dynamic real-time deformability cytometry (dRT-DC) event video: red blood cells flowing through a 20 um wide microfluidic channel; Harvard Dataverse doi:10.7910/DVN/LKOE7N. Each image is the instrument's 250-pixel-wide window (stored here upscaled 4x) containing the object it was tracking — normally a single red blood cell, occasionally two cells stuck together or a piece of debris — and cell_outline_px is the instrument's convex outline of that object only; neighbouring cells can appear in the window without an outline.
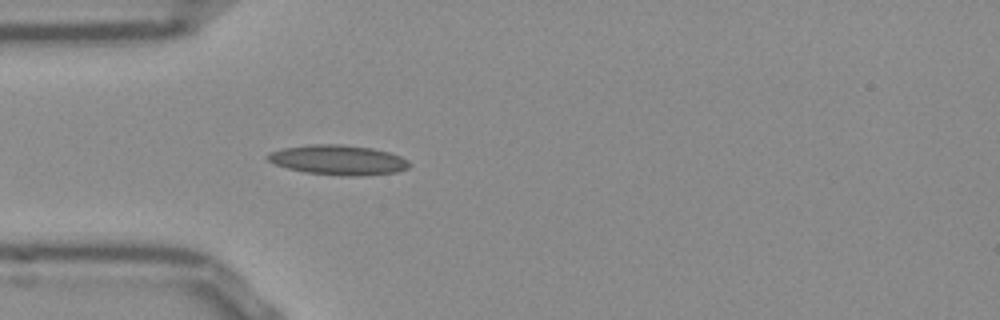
{"species": "Egyptian fruit bat (a non-hibernating species)", "species_latin": "Rousettus aegyptiacus", "temperature_condition": "room temperature", "stored_images_in_passage": 39, "camera_frame_rate_fps": 3000, "um_per_image_px": 0.085, "frame": {"image": 1, "passage_image": 1, "time_ms": 0.0, "image_size_px": [1000, 320], "cell_outline_px": [[412, 164], [408, 168], [396, 172], [352, 176], [348, 176], [304, 172], [288, 168], [276, 164], [268, 160], [264, 156], [268, 152], [284, 148], [312, 144], [336, 144], [372, 148], [388, 152], [400, 156], [408, 160]], "centroid_in_image_um": [28.73, 13.59], "position_along_channel_um": 56.3, "area_um2": 24.45}}
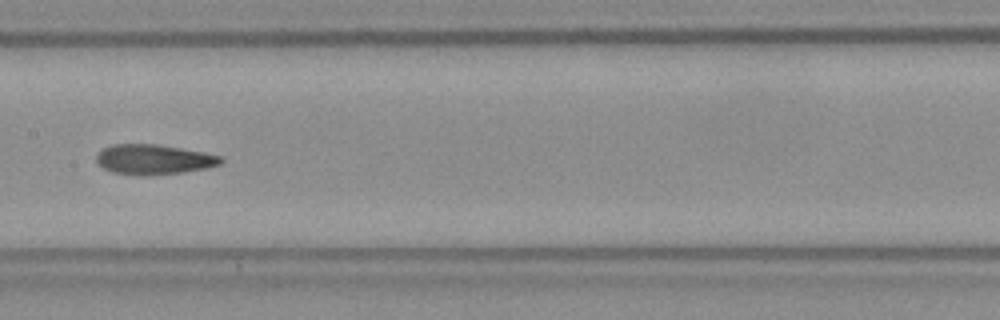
{"frame": {"image": 2, "passage_image": 12, "time_ms": 3.667, "image_size_px": [1000, 320], "cell_outline_px": [[224, 160], [220, 164], [208, 168], [184, 172], [144, 176], [112, 172], [104, 168], [96, 160], [96, 156], [104, 148], [112, 144], [156, 144], [204, 152], [220, 156]], "centroid_in_image_um": [13.09, 13.56], "position_along_channel_um": 194.3, "area_um2": 21.68}}
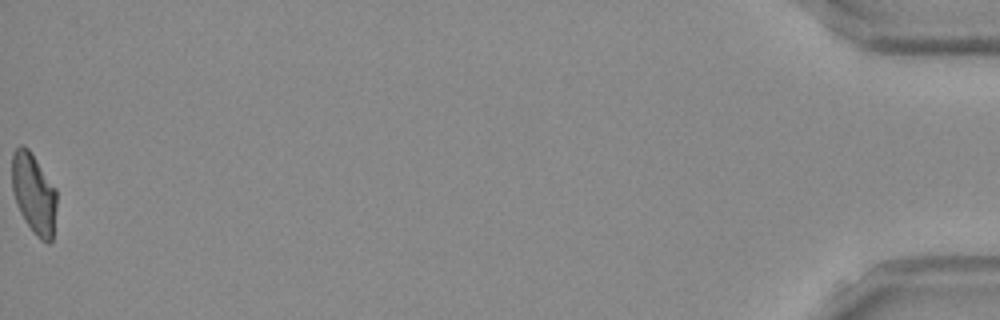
{"frame": {"image": 3, "passage_image": 39, "time_ms": 12.667, "image_size_px": [1000, 320], "cell_outline_px": [[56, 204], [52, 240], [48, 244], [40, 240], [36, 236], [20, 212], [16, 204], [12, 192], [12, 152], [20, 144], [24, 144], [28, 148], [56, 188]], "centroid_in_image_um": [2.86, 16.43], "position_along_channel_um": 432.3, "area_um2": 20.98}, "authors_computed_cell_mechanics": {"area_um2": 21.3282, "velocity_mm_per_s": 3.8317, "shape_relaxation_time_tau1_ms": null, "shape_relaxation_time_tau2_ms": 2.6639, "deformation_change_tau1": null, "deformation_change_tau2": 0.1047}}